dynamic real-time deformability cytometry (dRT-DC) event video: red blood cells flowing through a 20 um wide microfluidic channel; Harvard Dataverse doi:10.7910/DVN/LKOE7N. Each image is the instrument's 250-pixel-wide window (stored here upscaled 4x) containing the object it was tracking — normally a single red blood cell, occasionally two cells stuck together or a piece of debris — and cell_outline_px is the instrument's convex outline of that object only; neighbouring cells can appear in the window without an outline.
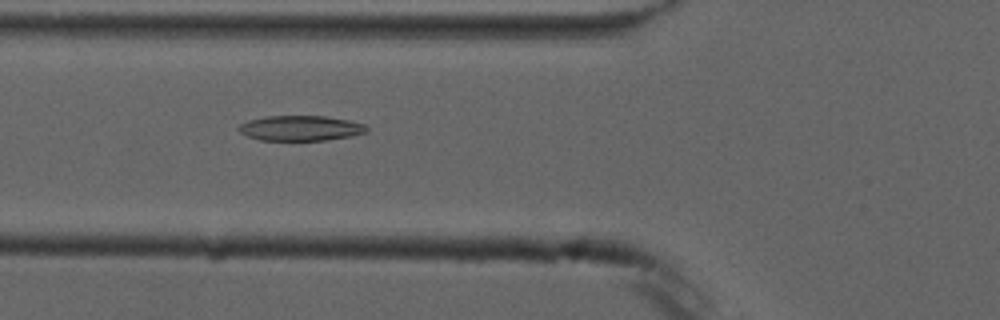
{"species": "common noctule bat (a hibernating species)", "species_latin": "Nyctalus noctula", "temperature_condition": "cold", "stored_images_in_passage": 6, "camera_frame_rate_fps": 3000, "um_per_image_px": 0.085, "animal": {"sex": "male", "forearm_length_mm": 52.5}, "frame": {"image": 1, "passage_image": 6, "time_ms": 5.667, "image_size_px": [1000, 320], "cell_outline_px": [[368, 132], [352, 136], [328, 140], [260, 140], [248, 136], [240, 132], [236, 128], [240, 124], [248, 120], [268, 116], [328, 116], [348, 120], [364, 124], [368, 128]], "centroid_in_image_um": [25.56, 10.89], "position_along_channel_um": 100.2, "area_um2": 18.84}}